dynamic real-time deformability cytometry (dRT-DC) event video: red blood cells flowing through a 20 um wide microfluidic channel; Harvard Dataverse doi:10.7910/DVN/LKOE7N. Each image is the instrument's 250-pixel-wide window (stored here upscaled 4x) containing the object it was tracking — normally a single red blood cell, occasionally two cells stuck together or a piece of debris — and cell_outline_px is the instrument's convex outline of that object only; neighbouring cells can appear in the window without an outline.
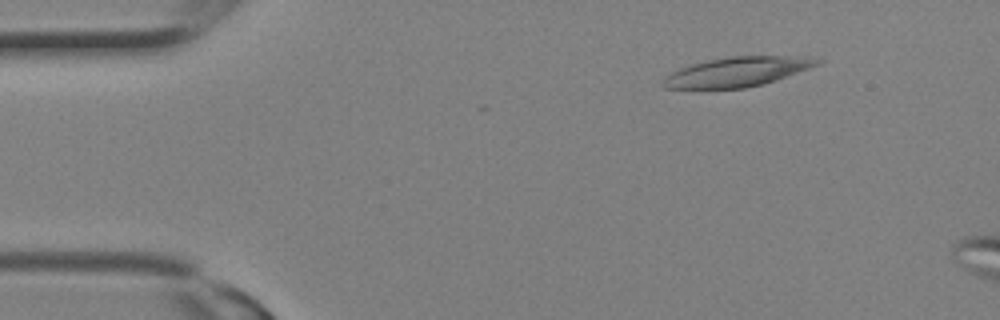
{"species": "Egyptian fruit bat (a non-hibernating species)", "species_latin": "Rousettus aegyptiacus", "temperature_condition": "room temperature", "stored_images_in_passage": 8, "camera_frame_rate_fps": 3000, "um_per_image_px": 0.085, "animal": {"sex": "female"}, "frame": {"image": 1, "passage_image": 4, "time_ms": 1.0, "image_size_px": [1000, 320], "cell_outline_px": [[824, 60], [820, 64], [776, 80], [764, 84], [744, 88], [664, 88], [660, 84], [660, 80], [664, 76], [680, 68], [692, 64], [708, 60], [728, 56], [808, 56]], "centroid_in_image_um": [62.66, 6.1], "position_along_channel_um": 22.3, "area_um2": 26.65}}